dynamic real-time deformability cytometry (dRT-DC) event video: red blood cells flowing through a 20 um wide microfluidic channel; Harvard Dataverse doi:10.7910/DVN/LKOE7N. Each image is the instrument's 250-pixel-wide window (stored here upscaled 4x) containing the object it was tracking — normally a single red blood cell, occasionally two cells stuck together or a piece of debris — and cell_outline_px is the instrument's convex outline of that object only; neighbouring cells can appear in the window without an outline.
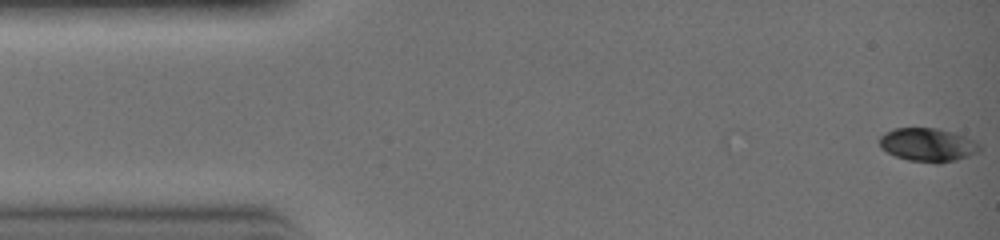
{"species": "common noctule bat (a hibernating species)", "species_latin": "Nyctalus noctula", "temperature_condition": "warm", "stored_images_in_passage": 4, "camera_frame_rate_fps": 3000, "um_per_image_px": 0.085, "animal": {"sex": "female", "body_mass_g": 19.0, "forearm_length_mm": 51.5}, "frame": {"image": 1, "passage_image": 1, "time_ms": 0.0, "image_size_px": [1000, 240], "cell_outline_px": [[980, 148], [976, 152], [968, 156], [956, 160], [940, 164], [936, 164], [908, 160], [896, 156], [880, 148], [880, 136], [884, 132], [896, 128], [936, 128], [952, 132], [964, 136], [980, 144]], "centroid_in_image_um": [78.84, 12.32], "position_along_channel_um": 6.2, "area_um2": 19.48}}